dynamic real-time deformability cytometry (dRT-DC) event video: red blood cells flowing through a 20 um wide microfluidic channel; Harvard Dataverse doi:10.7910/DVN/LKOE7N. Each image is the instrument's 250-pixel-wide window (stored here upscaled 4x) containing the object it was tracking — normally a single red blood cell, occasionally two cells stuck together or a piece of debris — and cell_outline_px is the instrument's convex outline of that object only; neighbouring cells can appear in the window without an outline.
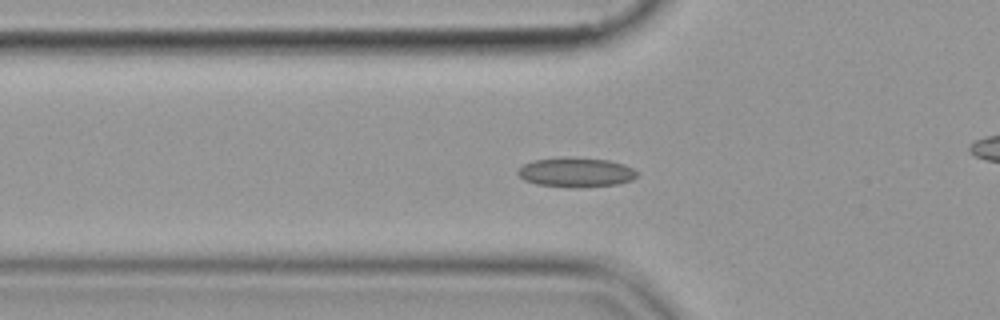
{"species": "common noctule bat (a hibernating species)", "species_latin": "Nyctalus noctula", "temperature_condition": "cold", "stored_images_in_passage": 54, "camera_frame_rate_fps": 3000, "um_per_image_px": 0.085, "animal": {"sex": "female", "body_mass_g": 19.9}, "frame": {"image": 1, "passage_image": 17, "time_ms": 5.333, "image_size_px": [1000, 320], "cell_outline_px": [[640, 172], [632, 180], [620, 184], [572, 188], [536, 184], [524, 180], [516, 172], [524, 164], [532, 160], [564, 156], [572, 156], [608, 160], [624, 164]], "centroid_in_image_um": [48.97, 14.63], "position_along_channel_um": 76.8, "area_um2": 20.92}}
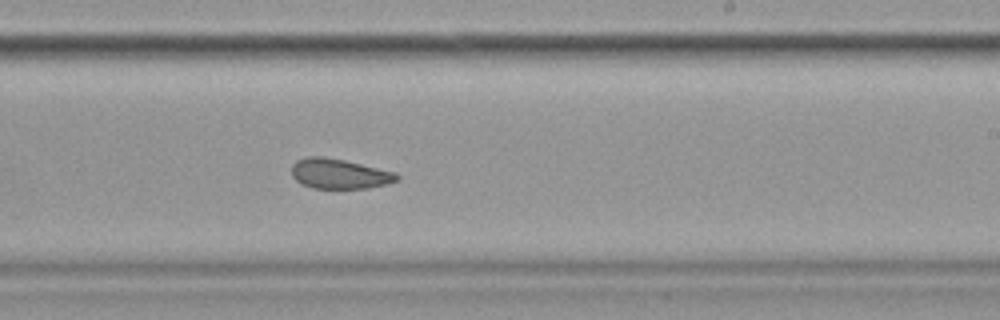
{"frame": {"image": 2, "passage_image": 32, "time_ms": 10.333, "image_size_px": [1000, 320], "cell_outline_px": [[400, 180], [388, 184], [368, 188], [312, 188], [296, 180], [292, 176], [292, 164], [296, 160], [308, 156], [324, 156], [344, 160], [396, 172], [400, 176]], "centroid_in_image_um": [28.87, 14.76], "position_along_channel_um": 260.1, "area_um2": 18.5}}
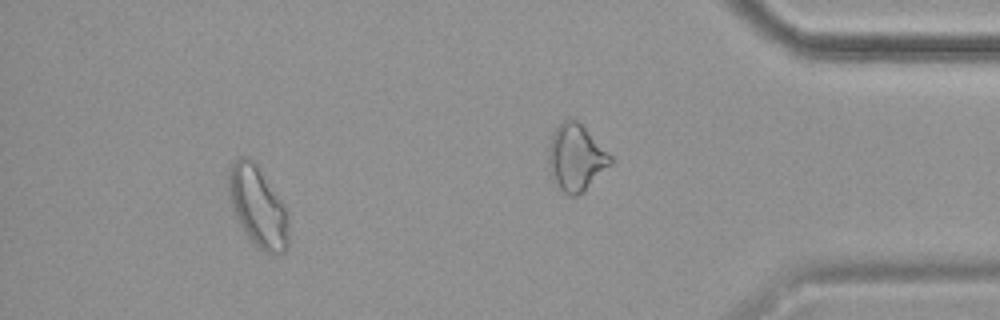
{"frame": {"image": 3, "passage_image": 49, "time_ms": 16.0, "image_size_px": [1000, 320], "cell_outline_px": [[288, 248], [284, 252], [264, 252], [248, 240], [232, 212], [228, 192], [228, 164], [240, 156], [248, 156], [256, 164], [284, 204], [288, 216]], "centroid_in_image_um": [21.87, 17.55], "position_along_channel_um": 413.3, "area_um2": 28.61}}